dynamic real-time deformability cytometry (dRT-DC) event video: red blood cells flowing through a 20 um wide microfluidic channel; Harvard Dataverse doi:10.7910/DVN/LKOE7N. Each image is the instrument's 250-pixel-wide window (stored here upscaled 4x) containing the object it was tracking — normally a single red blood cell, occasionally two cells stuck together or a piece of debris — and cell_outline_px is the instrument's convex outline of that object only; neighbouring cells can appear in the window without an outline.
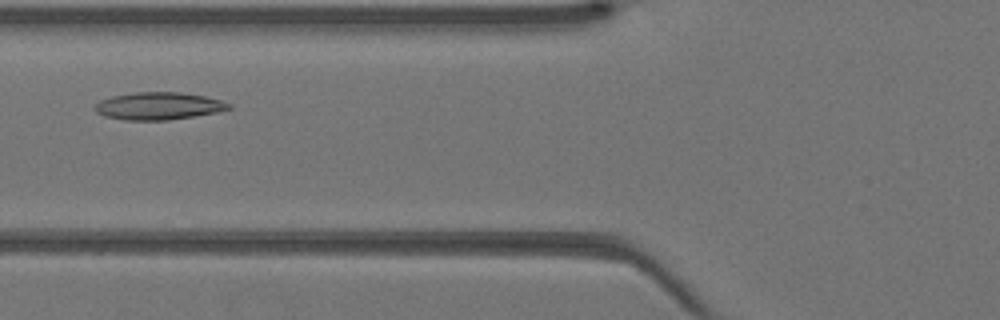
{"species": "Egyptian fruit bat (a non-hibernating species)", "species_latin": "Rousettus aegyptiacus", "temperature_condition": "warm", "stored_images_in_passage": 34, "camera_frame_rate_fps": 3000, "um_per_image_px": 0.085, "animal": {"sex": "female"}, "frame": {"image": 1, "passage_image": 8, "time_ms": 2.333, "image_size_px": [1000, 320], "cell_outline_px": [[232, 108], [216, 112], [168, 120], [124, 120], [104, 116], [96, 112], [92, 108], [100, 100], [112, 96], [136, 92], [180, 92], [204, 96], [220, 100], [232, 104]], "centroid_in_image_um": [13.45, 9.01], "position_along_channel_um": 112.4, "area_um2": 21.39}}
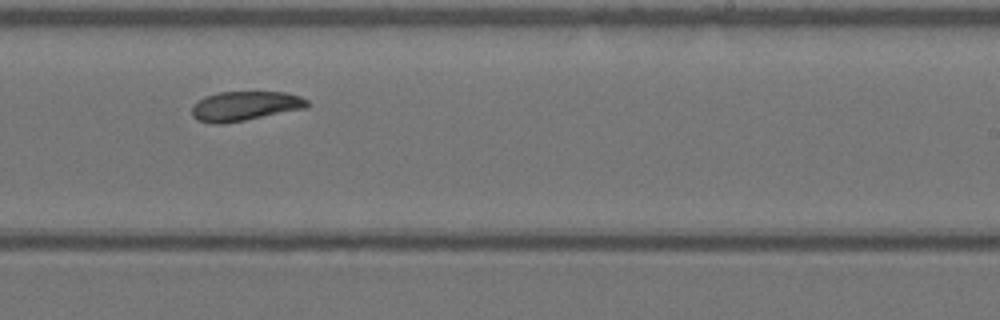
{"frame": {"image": 2, "passage_image": 18, "time_ms": 5.667, "image_size_px": [1000, 320], "cell_outline_px": [[308, 108], [244, 120], [220, 124], [212, 124], [196, 120], [192, 116], [192, 108], [204, 96], [220, 92], [284, 92], [300, 96], [308, 100]], "centroid_in_image_um": [20.83, 9.01], "position_along_channel_um": 268.2, "area_um2": 19.77}}
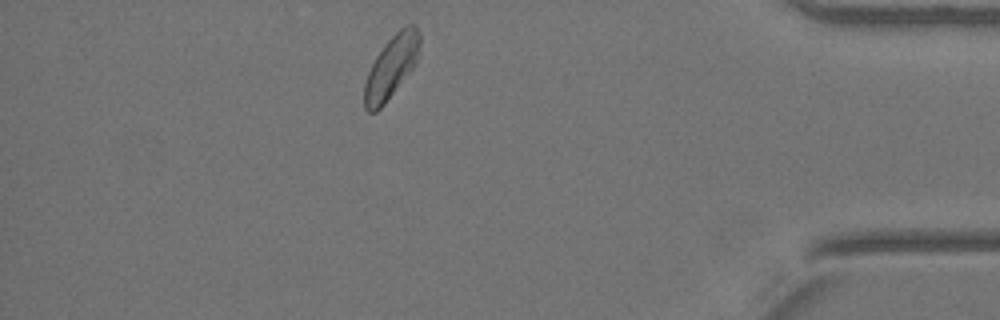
{"frame": {"image": 3, "passage_image": 29, "time_ms": 9.333, "image_size_px": [1000, 320], "cell_outline_px": [[420, 40], [416, 60], [412, 68], [384, 104], [376, 112], [368, 112], [364, 108], [364, 84], [368, 72], [376, 56], [384, 44], [400, 28], [408, 24], [416, 24], [420, 32]], "centroid_in_image_um": [33.24, 5.67], "position_along_channel_um": 402.0, "area_um2": 19.88}}